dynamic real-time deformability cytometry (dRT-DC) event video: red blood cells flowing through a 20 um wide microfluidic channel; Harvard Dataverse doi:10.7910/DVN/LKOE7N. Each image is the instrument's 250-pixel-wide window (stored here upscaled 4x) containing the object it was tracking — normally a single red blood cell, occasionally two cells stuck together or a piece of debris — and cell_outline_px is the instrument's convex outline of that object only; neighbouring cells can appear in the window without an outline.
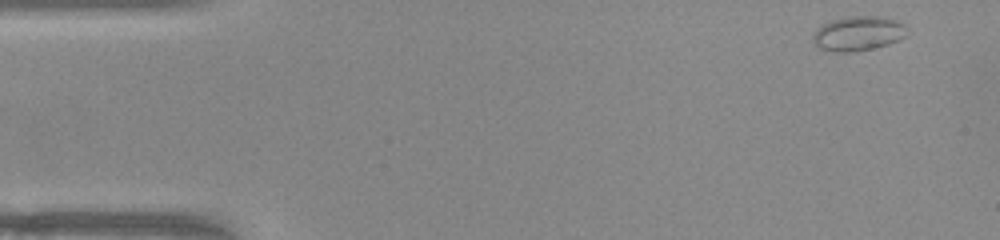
{"species": "common noctule bat (a hibernating species)", "species_latin": "Nyctalus noctula", "temperature_condition": "warm", "stored_images_in_passage": 37, "camera_frame_rate_fps": 3000, "um_per_image_px": 0.085, "animal": {"sex": "female", "body_mass_g": 22.0, "forearm_length_mm": 56.7}, "frame": {"image": 1, "passage_image": 1, "time_ms": 0.0, "image_size_px": [1000, 240], "cell_outline_px": [[908, 28], [904, 36], [900, 40], [888, 44], [872, 48], [852, 52], [836, 52], [820, 48], [812, 40], [812, 36], [824, 24], [832, 20], [848, 16], [884, 16], [904, 24]], "centroid_in_image_um": [72.98, 2.84], "position_along_channel_um": 12.0, "area_um2": 18.79}}
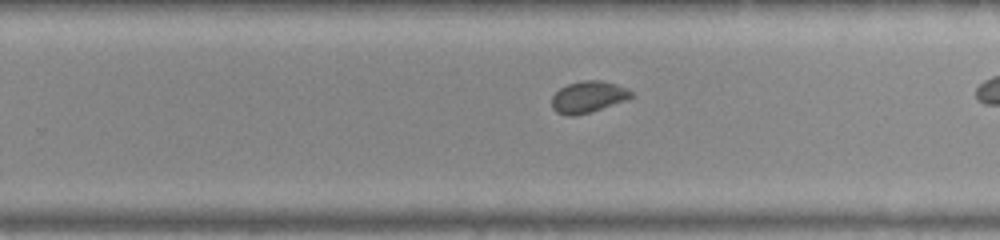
{"frame": {"image": 2, "passage_image": 30, "time_ms": 9.667, "image_size_px": [1000, 240], "cell_outline_px": [[636, 96], [628, 100], [592, 112], [576, 116], [568, 116], [556, 112], [552, 108], [552, 96], [560, 88], [568, 84], [584, 80], [600, 80], [616, 84], [632, 92]], "centroid_in_image_um": [50.01, 8.26], "position_along_channel_um": 279.8, "area_um2": 14.8}}
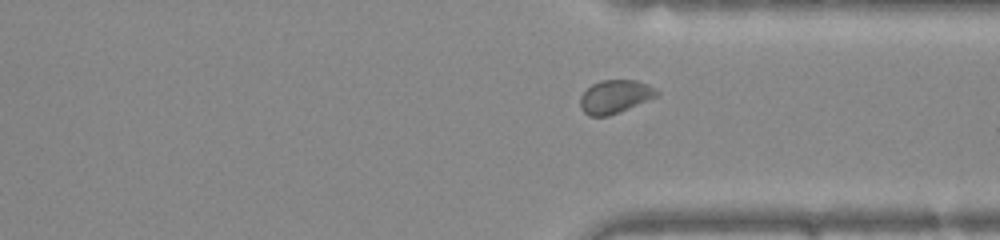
{"frame": {"image": 3, "passage_image": 36, "time_ms": 11.667, "image_size_px": [1000, 240], "cell_outline_px": [[660, 92], [656, 96], [620, 112], [608, 116], [588, 116], [580, 108], [580, 96], [592, 84], [600, 80], [636, 80], [648, 84], [656, 88]], "centroid_in_image_um": [52.26, 8.21], "position_along_channel_um": 359.1, "area_um2": 14.85}}